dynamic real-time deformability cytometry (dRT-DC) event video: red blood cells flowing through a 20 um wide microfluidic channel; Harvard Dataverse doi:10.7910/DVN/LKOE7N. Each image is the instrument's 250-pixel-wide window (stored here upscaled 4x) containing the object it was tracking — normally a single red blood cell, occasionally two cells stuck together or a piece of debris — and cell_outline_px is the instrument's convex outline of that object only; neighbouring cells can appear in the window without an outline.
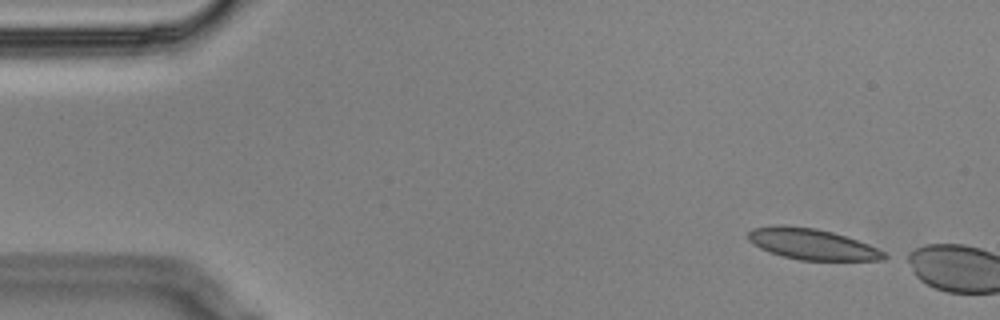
{"species": "Egyptian fruit bat (a non-hibernating species)", "species_latin": "Rousettus aegyptiacus", "temperature_condition": "cold", "stored_images_in_passage": 4, "camera_frame_rate_fps": 3000, "um_per_image_px": 0.085, "animal": {"sex": "male"}, "frame": {"image": 1, "passage_image": 1, "time_ms": 0.0, "image_size_px": [1000, 320], "cell_outline_px": [[892, 256], [884, 260], [800, 260], [768, 252], [752, 244], [748, 240], [748, 232], [752, 228], [776, 224], [784, 224], [816, 228], [832, 232], [868, 244]], "centroid_in_image_um": [68.99, 20.74], "position_along_channel_um": 16.0, "area_um2": 24.68}}